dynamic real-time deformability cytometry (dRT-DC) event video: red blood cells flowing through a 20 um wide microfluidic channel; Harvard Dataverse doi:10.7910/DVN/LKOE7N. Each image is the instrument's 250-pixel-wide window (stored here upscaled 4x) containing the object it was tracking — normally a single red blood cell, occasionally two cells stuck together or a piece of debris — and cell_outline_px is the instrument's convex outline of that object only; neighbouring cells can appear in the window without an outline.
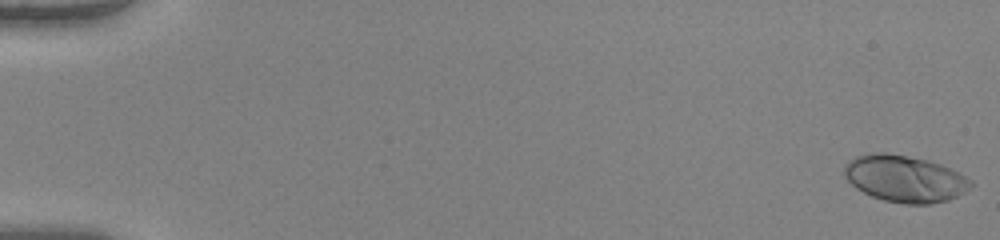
{"species": "human", "species_latin": "Homo sapiens", "temperature_condition": "warm", "stored_images_in_passage": 51, "camera_frame_rate_fps": 3000, "um_per_image_px": 0.085, "donor": {"sex": "female"}, "frame": {"image": 1, "passage_image": 1, "time_ms": 0.0, "image_size_px": [1000, 240], "cell_outline_px": [[972, 188], [948, 200], [928, 204], [904, 204], [884, 200], [872, 196], [856, 188], [844, 176], [844, 164], [848, 160], [856, 156], [868, 152], [884, 152], [908, 156], [940, 164], [960, 172], [972, 180]], "centroid_in_image_um": [76.9, 15.18], "position_along_channel_um": 8.1, "area_um2": 34.56}}
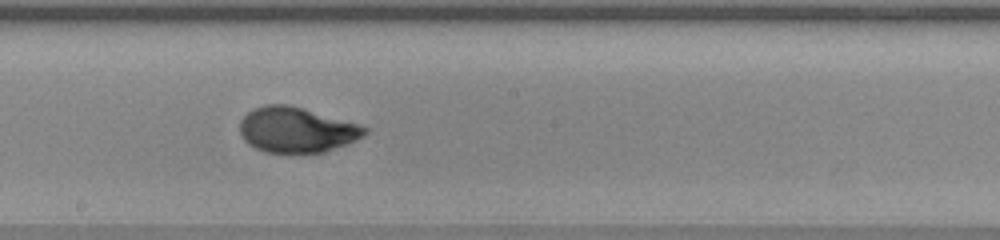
{"frame": {"image": 2, "passage_image": 30, "time_ms": 9.667, "image_size_px": [1000, 240], "cell_outline_px": [[368, 132], [364, 136], [344, 144], [320, 152], [264, 152], [248, 144], [240, 136], [240, 120], [252, 108], [264, 104], [288, 104], [360, 124], [368, 128]], "centroid_in_image_um": [25.16, 11.01], "position_along_channel_um": 223.0, "area_um2": 32.77}}
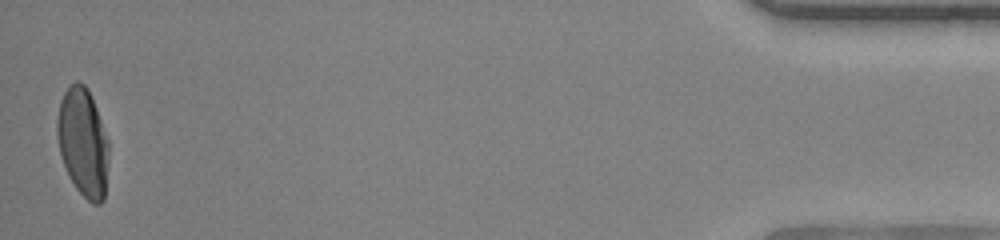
{"frame": {"image": 3, "passage_image": 51, "time_ms": 16.667, "image_size_px": [1000, 240], "cell_outline_px": [[108, 160], [104, 200], [100, 204], [92, 204], [76, 188], [68, 176], [60, 156], [56, 136], [56, 120], [60, 100], [64, 92], [76, 80], [80, 80], [88, 88], [96, 108], [108, 140]], "centroid_in_image_um": [7.03, 12.1], "position_along_channel_um": 428.2, "area_um2": 32.83}, "authors_computed_cell_mechanics": {"area_um2": 32.7726, "velocity_mm_per_s": 4.1086, "shape_relaxation_time_tau1_ms": 4.9964, "shape_relaxation_time_tau2_ms": null, "deformation_change_tau1": 0.2609, "deformation_change_tau2": null}}